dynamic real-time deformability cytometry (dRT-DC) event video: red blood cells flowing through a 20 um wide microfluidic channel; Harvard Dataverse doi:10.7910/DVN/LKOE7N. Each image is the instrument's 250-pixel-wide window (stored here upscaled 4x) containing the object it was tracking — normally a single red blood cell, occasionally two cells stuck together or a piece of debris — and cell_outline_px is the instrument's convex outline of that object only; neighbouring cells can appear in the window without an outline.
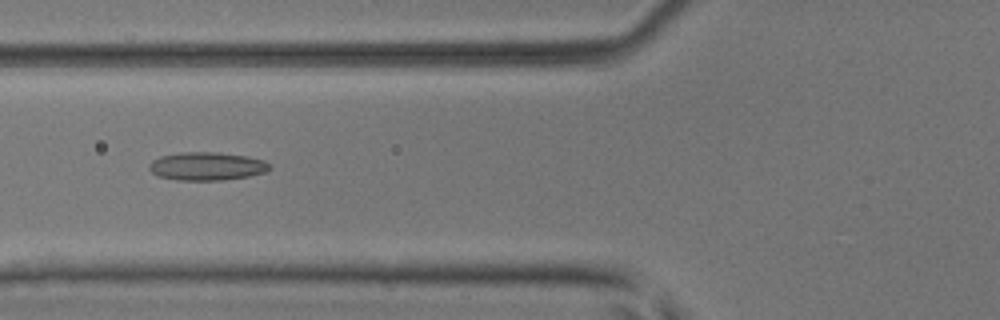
{"species": "common noctule bat (a hibernating species)", "species_latin": "Nyctalus noctula", "temperature_condition": "room temperature", "stored_images_in_passage": 38, "camera_frame_rate_fps": 3000, "um_per_image_px": 0.085, "animal": {"sex": "male", "body_mass_g": 17.9, "forearm_length_mm": 54.2}, "frame": {"image": 1, "passage_image": 11, "time_ms": 3.333, "image_size_px": [1000, 320], "cell_outline_px": [[272, 168], [264, 172], [248, 176], [224, 180], [176, 180], [156, 176], [148, 168], [148, 164], [152, 160], [160, 156], [180, 152], [220, 152], [248, 156], [264, 160], [272, 164]], "centroid_in_image_um": [17.58, 14.12], "position_along_channel_um": 108.2, "area_um2": 20.11}}
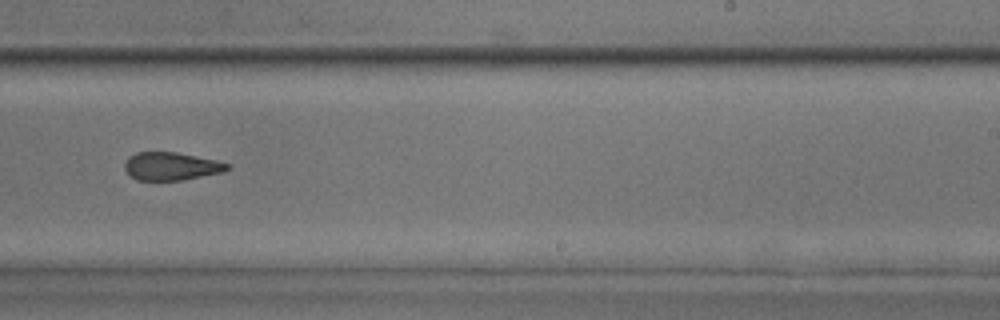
{"frame": {"image": 2, "passage_image": 23, "time_ms": 7.333, "image_size_px": [1000, 320], "cell_outline_px": [[232, 168], [224, 172], [180, 180], [136, 180], [124, 168], [124, 164], [128, 156], [136, 152], [176, 152], [216, 160], [228, 164]], "centroid_in_image_um": [14.55, 14.12], "position_along_channel_um": 274.4, "area_um2": 16.7}}
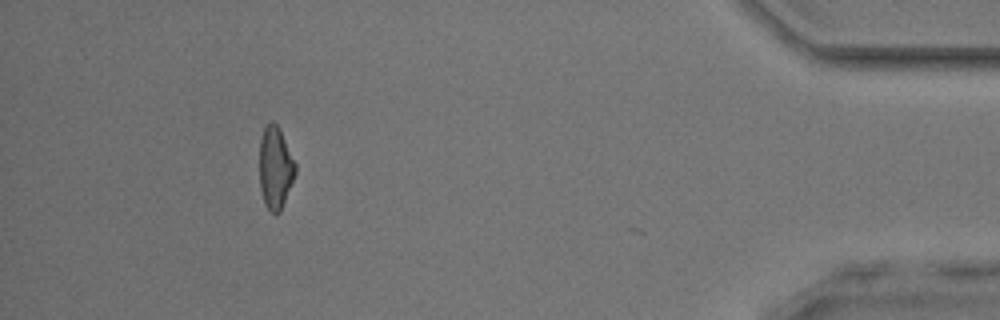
{"frame": {"image": 3, "passage_image": 37, "time_ms": 12.0, "image_size_px": [1000, 320], "cell_outline_px": [[296, 172], [280, 212], [272, 212], [264, 204], [260, 188], [260, 140], [264, 128], [272, 120], [280, 128], [296, 164]], "centroid_in_image_um": [23.4, 14.24], "position_along_channel_um": 411.8, "area_um2": 17.05}, "authors_computed_cell_mechanics": {"area_um2": 18.0047, "velocity_mm_per_s": 4.1706, "shape_relaxation_time_tau1_ms": null, "shape_relaxation_time_tau2_ms": 2.7719, "deformation_change_tau1": null, "deformation_change_tau2": 0.124}}